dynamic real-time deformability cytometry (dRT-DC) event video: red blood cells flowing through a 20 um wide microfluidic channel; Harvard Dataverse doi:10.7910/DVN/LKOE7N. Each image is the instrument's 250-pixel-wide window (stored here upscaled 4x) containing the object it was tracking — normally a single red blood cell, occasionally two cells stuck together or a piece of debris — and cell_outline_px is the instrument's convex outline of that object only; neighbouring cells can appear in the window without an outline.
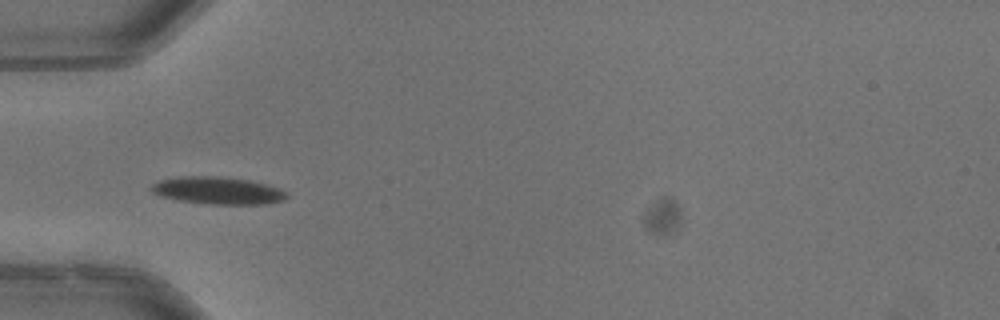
{"species": "common noctule bat (a hibernating species)", "species_latin": "Nyctalus noctula", "temperature_condition": "warm", "stored_images_in_passage": 19, "camera_frame_rate_fps": 3000, "um_per_image_px": 0.085, "animal": {"sex": "male", "body_mass_g": 13.3}, "frame": {"image": 1, "passage_image": 4, "time_ms": 1.0, "image_size_px": [1000, 320], "cell_outline_px": [[288, 196], [284, 200], [268, 204], [208, 204], [180, 200], [160, 196], [152, 192], [152, 184], [160, 180], [180, 176], [220, 176], [248, 180], [268, 184], [280, 188], [288, 192]], "centroid_in_image_um": [18.57, 16.19], "position_along_channel_um": 66.4, "area_um2": 21.68}}